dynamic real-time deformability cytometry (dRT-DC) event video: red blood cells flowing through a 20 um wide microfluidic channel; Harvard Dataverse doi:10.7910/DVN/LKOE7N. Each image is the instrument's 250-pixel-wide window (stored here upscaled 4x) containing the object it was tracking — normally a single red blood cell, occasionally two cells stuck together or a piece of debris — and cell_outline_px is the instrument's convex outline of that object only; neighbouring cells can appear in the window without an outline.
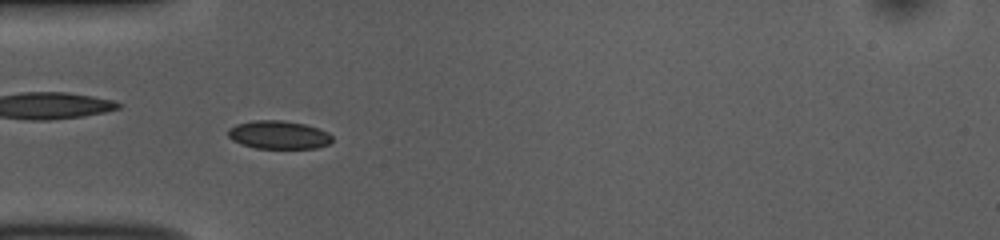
{"species": "common noctule bat (a hibernating species)", "species_latin": "Nyctalus noctula", "temperature_condition": "room temperature", "stored_images_in_passage": 54, "camera_frame_rate_fps": 3000, "um_per_image_px": 0.085, "animal": {"sex": "female", "body_mass_g": 10.0, "forearm_length_mm": 53.1}, "frame": {"image": 1, "passage_image": 17, "time_ms": 5.333, "image_size_px": [1000, 240], "cell_outline_px": [[332, 140], [328, 144], [316, 148], [256, 148], [240, 144], [232, 140], [228, 136], [228, 128], [236, 124], [252, 120], [284, 120], [304, 124], [328, 132], [332, 136]], "centroid_in_image_um": [23.65, 11.46], "position_along_channel_um": 61.4, "area_um2": 17.17}}
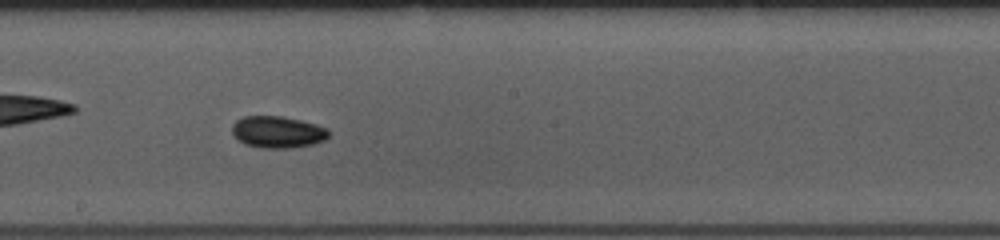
{"frame": {"image": 2, "passage_image": 30, "time_ms": 9.667, "image_size_px": [1000, 240], "cell_outline_px": [[328, 136], [324, 140], [312, 144], [288, 148], [260, 148], [244, 144], [236, 140], [232, 136], [232, 124], [236, 120], [244, 116], [280, 116], [300, 120], [316, 124], [328, 128]], "centroid_in_image_um": [23.54, 11.22], "position_along_channel_um": 224.7, "area_um2": 18.03}}
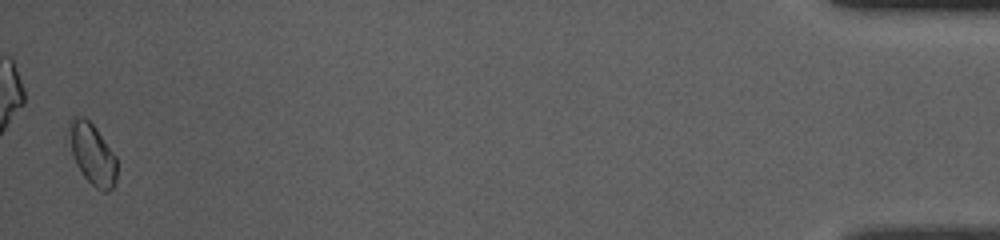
{"frame": {"image": 3, "passage_image": 53, "time_ms": 17.333, "image_size_px": [1000, 240], "cell_outline_px": [[116, 180], [112, 188], [108, 192], [104, 192], [96, 188], [84, 176], [76, 164], [72, 156], [64, 132], [68, 120], [72, 116], [84, 116], [96, 128], [116, 156]], "centroid_in_image_um": [7.76, 13.02], "position_along_channel_um": 427.4, "area_um2": 17.69}, "authors_computed_cell_mechanics": {"area_um2": 16.6464, "velocity_mm_per_s": 3.8016, "shape_relaxation_time_tau1_ms": 5.8698, "shape_relaxation_time_tau2_ms": null, "deformation_change_tau1": 0.0728, "deformation_change_tau2": null}}